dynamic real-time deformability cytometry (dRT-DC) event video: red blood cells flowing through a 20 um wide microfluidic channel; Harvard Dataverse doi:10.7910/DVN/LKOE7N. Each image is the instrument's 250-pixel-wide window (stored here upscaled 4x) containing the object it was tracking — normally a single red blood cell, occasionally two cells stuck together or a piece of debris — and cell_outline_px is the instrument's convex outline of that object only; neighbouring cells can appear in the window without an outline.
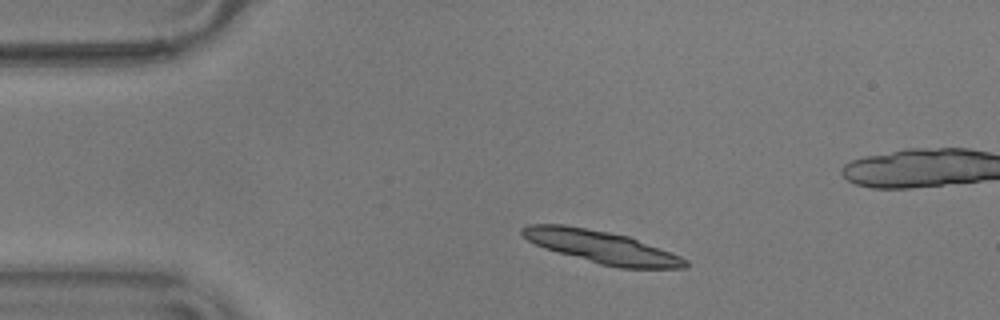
{"species": "common noctule bat (a hibernating species)", "species_latin": "Nyctalus noctula", "temperature_condition": "warm", "stored_images_in_passage": 38, "camera_frame_rate_fps": 3000, "um_per_image_px": 0.085, "animal": {"sex": "male", "body_mass_g": 17.9}, "frame": {"image": 1, "passage_image": 6, "time_ms": 1.667, "image_size_px": [1000, 320], "cell_outline_px": [[688, 264], [684, 268], [620, 268], [600, 264], [544, 248], [528, 240], [520, 232], [520, 228], [528, 224], [564, 224], [608, 232], [628, 236], [680, 256], [688, 260]], "centroid_in_image_um": [51.11, 20.99], "position_along_channel_um": 33.9, "area_um2": 30.52}, "authors_computed_cell_mechanics": {"area_um2": 15.6349, "velocity_mm_per_s": 3.5442, "shape_relaxation_time_tau1_ms": 1.1297, "shape_relaxation_time_tau2_ms": 2.8843, "deformation_change_tau1": 0.283, "deformation_change_tau2": 0.1003}}